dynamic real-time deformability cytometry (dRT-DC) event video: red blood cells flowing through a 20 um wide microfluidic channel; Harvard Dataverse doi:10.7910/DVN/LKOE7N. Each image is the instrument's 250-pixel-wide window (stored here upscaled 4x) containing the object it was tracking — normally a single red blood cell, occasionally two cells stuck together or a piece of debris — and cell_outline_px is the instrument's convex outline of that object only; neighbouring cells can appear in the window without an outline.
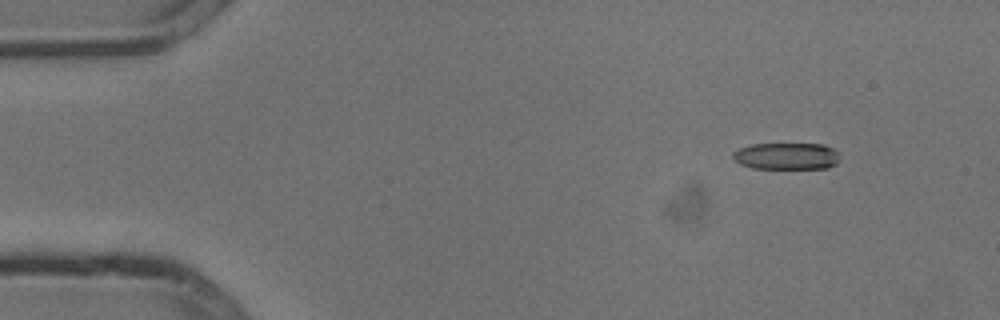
{"species": "common noctule bat (a hibernating species)", "species_latin": "Nyctalus noctula", "temperature_condition": "cold", "stored_images_in_passage": 28, "camera_frame_rate_fps": 3000, "um_per_image_px": 0.085, "animal": {"sex": "male", "body_mass_g": 13.3}, "frame": {"image": 1, "passage_image": 1, "time_ms": 0.0, "image_size_px": [1000, 320], "cell_outline_px": [[840, 160], [836, 164], [828, 168], [752, 168], [740, 164], [732, 156], [732, 152], [740, 148], [752, 144], [824, 144], [840, 152]], "centroid_in_image_um": [66.9, 13.27], "position_along_channel_um": 18.1, "area_um2": 16.82}}
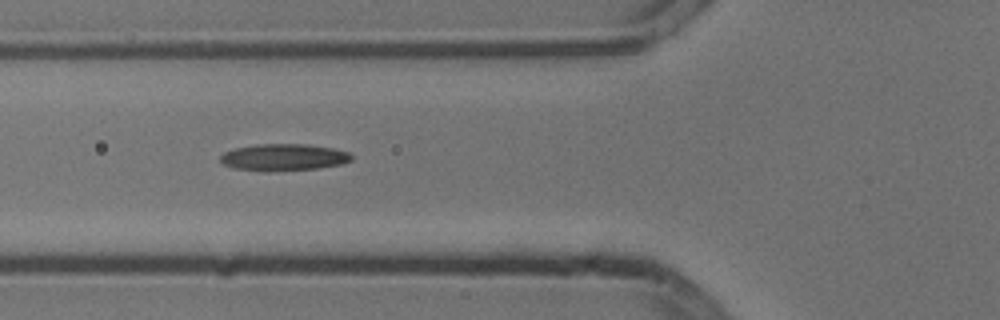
{"frame": {"image": 2, "passage_image": 15, "time_ms": 4.667, "image_size_px": [1000, 320], "cell_outline_px": [[352, 160], [340, 164], [316, 168], [268, 172], [236, 168], [224, 164], [220, 160], [220, 156], [224, 152], [236, 148], [256, 144], [308, 144], [336, 148], [348, 152], [352, 156]], "centroid_in_image_um": [24.12, 13.36], "position_along_channel_um": 101.7, "area_um2": 20.52}}
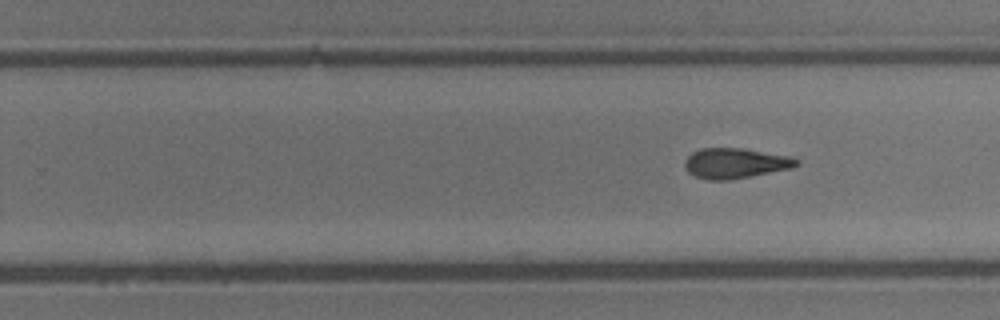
{"frame": {"image": 3, "passage_image": 28, "time_ms": 9.0, "image_size_px": [1000, 320], "cell_outline_px": [[800, 164], [792, 168], [728, 180], [708, 180], [696, 176], [688, 172], [684, 164], [688, 156], [692, 152], [700, 148], [740, 148], [792, 156], [800, 160]], "centroid_in_image_um": [62.53, 13.87], "position_along_channel_um": 267.3, "area_um2": 19.65}}